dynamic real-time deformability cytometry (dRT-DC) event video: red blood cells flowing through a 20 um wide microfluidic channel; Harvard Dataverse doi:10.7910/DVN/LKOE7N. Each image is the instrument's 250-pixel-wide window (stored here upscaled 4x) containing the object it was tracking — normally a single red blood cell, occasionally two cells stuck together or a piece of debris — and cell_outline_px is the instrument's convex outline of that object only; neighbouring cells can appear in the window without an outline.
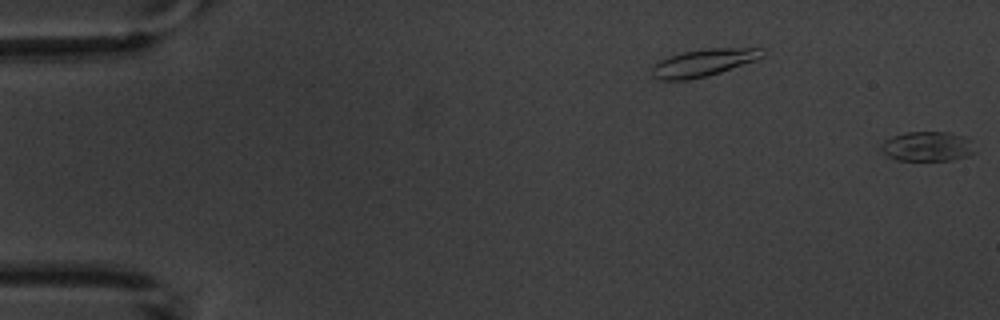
{"species": "common noctule bat (a hibernating species)", "species_latin": "Nyctalus noctula", "temperature_condition": "warm", "stored_images_in_passage": 5, "camera_frame_rate_fps": 3000, "um_per_image_px": 0.085, "animal": {"sex": "male", "body_mass_g": 20.1, "forearm_length_mm": 53.5}, "frame": {"image": 1, "passage_image": 1, "time_ms": 0.0, "image_size_px": [1000, 320], "cell_outline_px": [[976, 152], [968, 156], [952, 160], [896, 160], [888, 156], [880, 148], [880, 144], [884, 140], [892, 136], [908, 132], [948, 132], [968, 136], [972, 140]], "centroid_in_image_um": [78.88, 12.43], "position_along_channel_um": 6.1, "area_um2": 16.53}}